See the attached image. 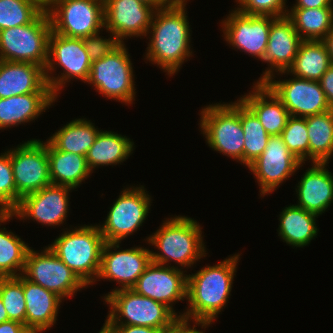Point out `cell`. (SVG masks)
Listing matches in <instances>:
<instances>
[{
  "mask_svg": "<svg viewBox=\"0 0 333 333\" xmlns=\"http://www.w3.org/2000/svg\"><path fill=\"white\" fill-rule=\"evenodd\" d=\"M322 41L325 43L333 63V30Z\"/></svg>",
  "mask_w": 333,
  "mask_h": 333,
  "instance_id": "48",
  "label": "cell"
},
{
  "mask_svg": "<svg viewBox=\"0 0 333 333\" xmlns=\"http://www.w3.org/2000/svg\"><path fill=\"white\" fill-rule=\"evenodd\" d=\"M8 320H9V318H8L6 309L4 307L2 299L0 297V324L5 322V321H8Z\"/></svg>",
  "mask_w": 333,
  "mask_h": 333,
  "instance_id": "49",
  "label": "cell"
},
{
  "mask_svg": "<svg viewBox=\"0 0 333 333\" xmlns=\"http://www.w3.org/2000/svg\"><path fill=\"white\" fill-rule=\"evenodd\" d=\"M61 234L49 248L86 286L92 285L97 281L105 243L99 226L84 225Z\"/></svg>",
  "mask_w": 333,
  "mask_h": 333,
  "instance_id": "4",
  "label": "cell"
},
{
  "mask_svg": "<svg viewBox=\"0 0 333 333\" xmlns=\"http://www.w3.org/2000/svg\"><path fill=\"white\" fill-rule=\"evenodd\" d=\"M196 325H193L192 329L190 327V323L187 320L179 319L173 329V333H204L203 331L196 330Z\"/></svg>",
  "mask_w": 333,
  "mask_h": 333,
  "instance_id": "46",
  "label": "cell"
},
{
  "mask_svg": "<svg viewBox=\"0 0 333 333\" xmlns=\"http://www.w3.org/2000/svg\"><path fill=\"white\" fill-rule=\"evenodd\" d=\"M71 190L67 186L50 184L28 194L20 199L13 214H0V225L14 216L21 220L31 218L46 226L63 224L69 210L68 193Z\"/></svg>",
  "mask_w": 333,
  "mask_h": 333,
  "instance_id": "14",
  "label": "cell"
},
{
  "mask_svg": "<svg viewBox=\"0 0 333 333\" xmlns=\"http://www.w3.org/2000/svg\"><path fill=\"white\" fill-rule=\"evenodd\" d=\"M144 186L127 187L113 203L104 224L99 225L105 242H119L142 226L149 213L151 196Z\"/></svg>",
  "mask_w": 333,
  "mask_h": 333,
  "instance_id": "12",
  "label": "cell"
},
{
  "mask_svg": "<svg viewBox=\"0 0 333 333\" xmlns=\"http://www.w3.org/2000/svg\"><path fill=\"white\" fill-rule=\"evenodd\" d=\"M28 93H53L45 69L37 64L0 60V98Z\"/></svg>",
  "mask_w": 333,
  "mask_h": 333,
  "instance_id": "22",
  "label": "cell"
},
{
  "mask_svg": "<svg viewBox=\"0 0 333 333\" xmlns=\"http://www.w3.org/2000/svg\"><path fill=\"white\" fill-rule=\"evenodd\" d=\"M319 83L326 95L330 108L333 109V64L322 75Z\"/></svg>",
  "mask_w": 333,
  "mask_h": 333,
  "instance_id": "43",
  "label": "cell"
},
{
  "mask_svg": "<svg viewBox=\"0 0 333 333\" xmlns=\"http://www.w3.org/2000/svg\"><path fill=\"white\" fill-rule=\"evenodd\" d=\"M52 32L85 38L104 27V0H55L46 9Z\"/></svg>",
  "mask_w": 333,
  "mask_h": 333,
  "instance_id": "9",
  "label": "cell"
},
{
  "mask_svg": "<svg viewBox=\"0 0 333 333\" xmlns=\"http://www.w3.org/2000/svg\"><path fill=\"white\" fill-rule=\"evenodd\" d=\"M0 297L9 320L20 322L26 326V302L22 275L0 277Z\"/></svg>",
  "mask_w": 333,
  "mask_h": 333,
  "instance_id": "37",
  "label": "cell"
},
{
  "mask_svg": "<svg viewBox=\"0 0 333 333\" xmlns=\"http://www.w3.org/2000/svg\"><path fill=\"white\" fill-rule=\"evenodd\" d=\"M0 333H32L24 324L8 320L0 324Z\"/></svg>",
  "mask_w": 333,
  "mask_h": 333,
  "instance_id": "45",
  "label": "cell"
},
{
  "mask_svg": "<svg viewBox=\"0 0 333 333\" xmlns=\"http://www.w3.org/2000/svg\"><path fill=\"white\" fill-rule=\"evenodd\" d=\"M134 143L121 134L112 131H99L86 155V162L91 172L99 166L116 165L133 153Z\"/></svg>",
  "mask_w": 333,
  "mask_h": 333,
  "instance_id": "29",
  "label": "cell"
},
{
  "mask_svg": "<svg viewBox=\"0 0 333 333\" xmlns=\"http://www.w3.org/2000/svg\"><path fill=\"white\" fill-rule=\"evenodd\" d=\"M27 280L55 293L62 300L73 297L85 284L48 247L41 253L29 249L23 272Z\"/></svg>",
  "mask_w": 333,
  "mask_h": 333,
  "instance_id": "11",
  "label": "cell"
},
{
  "mask_svg": "<svg viewBox=\"0 0 333 333\" xmlns=\"http://www.w3.org/2000/svg\"><path fill=\"white\" fill-rule=\"evenodd\" d=\"M119 242H105L101 253V266L97 279H108L120 283V288L131 289L138 278L151 264V251L142 247L117 250ZM115 251H111V250Z\"/></svg>",
  "mask_w": 333,
  "mask_h": 333,
  "instance_id": "16",
  "label": "cell"
},
{
  "mask_svg": "<svg viewBox=\"0 0 333 333\" xmlns=\"http://www.w3.org/2000/svg\"><path fill=\"white\" fill-rule=\"evenodd\" d=\"M131 289L166 305L180 319L172 304L185 300L187 274L178 266H164L151 262Z\"/></svg>",
  "mask_w": 333,
  "mask_h": 333,
  "instance_id": "20",
  "label": "cell"
},
{
  "mask_svg": "<svg viewBox=\"0 0 333 333\" xmlns=\"http://www.w3.org/2000/svg\"><path fill=\"white\" fill-rule=\"evenodd\" d=\"M26 302V327L32 333H41L56 323L62 299L55 293L22 276Z\"/></svg>",
  "mask_w": 333,
  "mask_h": 333,
  "instance_id": "24",
  "label": "cell"
},
{
  "mask_svg": "<svg viewBox=\"0 0 333 333\" xmlns=\"http://www.w3.org/2000/svg\"><path fill=\"white\" fill-rule=\"evenodd\" d=\"M107 333H166L162 329L133 325H103Z\"/></svg>",
  "mask_w": 333,
  "mask_h": 333,
  "instance_id": "42",
  "label": "cell"
},
{
  "mask_svg": "<svg viewBox=\"0 0 333 333\" xmlns=\"http://www.w3.org/2000/svg\"><path fill=\"white\" fill-rule=\"evenodd\" d=\"M263 83L283 103L291 116L308 117L331 110L319 81L296 76L276 81L272 75Z\"/></svg>",
  "mask_w": 333,
  "mask_h": 333,
  "instance_id": "15",
  "label": "cell"
},
{
  "mask_svg": "<svg viewBox=\"0 0 333 333\" xmlns=\"http://www.w3.org/2000/svg\"><path fill=\"white\" fill-rule=\"evenodd\" d=\"M196 220L185 216L168 218L147 242L158 248L159 253L151 251L152 262L168 266L174 261L181 267H191L206 256L202 231Z\"/></svg>",
  "mask_w": 333,
  "mask_h": 333,
  "instance_id": "3",
  "label": "cell"
},
{
  "mask_svg": "<svg viewBox=\"0 0 333 333\" xmlns=\"http://www.w3.org/2000/svg\"><path fill=\"white\" fill-rule=\"evenodd\" d=\"M239 256L234 254L216 265H208L195 274L187 275L186 300L189 309L180 314V319L188 322L193 319L204 329L212 324L231 294Z\"/></svg>",
  "mask_w": 333,
  "mask_h": 333,
  "instance_id": "2",
  "label": "cell"
},
{
  "mask_svg": "<svg viewBox=\"0 0 333 333\" xmlns=\"http://www.w3.org/2000/svg\"><path fill=\"white\" fill-rule=\"evenodd\" d=\"M296 188L298 204L306 211L321 215L333 201V176L327 163H313Z\"/></svg>",
  "mask_w": 333,
  "mask_h": 333,
  "instance_id": "23",
  "label": "cell"
},
{
  "mask_svg": "<svg viewBox=\"0 0 333 333\" xmlns=\"http://www.w3.org/2000/svg\"><path fill=\"white\" fill-rule=\"evenodd\" d=\"M309 138V160L329 163L333 156V109L306 117Z\"/></svg>",
  "mask_w": 333,
  "mask_h": 333,
  "instance_id": "33",
  "label": "cell"
},
{
  "mask_svg": "<svg viewBox=\"0 0 333 333\" xmlns=\"http://www.w3.org/2000/svg\"><path fill=\"white\" fill-rule=\"evenodd\" d=\"M302 165L287 148L280 135L269 137L263 153L253 161L249 170L253 172L263 197L276 190L284 180L292 176Z\"/></svg>",
  "mask_w": 333,
  "mask_h": 333,
  "instance_id": "17",
  "label": "cell"
},
{
  "mask_svg": "<svg viewBox=\"0 0 333 333\" xmlns=\"http://www.w3.org/2000/svg\"><path fill=\"white\" fill-rule=\"evenodd\" d=\"M286 0H237V10L247 15L283 17L287 15ZM285 9V10H284ZM285 11V12H284Z\"/></svg>",
  "mask_w": 333,
  "mask_h": 333,
  "instance_id": "40",
  "label": "cell"
},
{
  "mask_svg": "<svg viewBox=\"0 0 333 333\" xmlns=\"http://www.w3.org/2000/svg\"><path fill=\"white\" fill-rule=\"evenodd\" d=\"M286 16L302 40L322 41L333 30V7L288 9Z\"/></svg>",
  "mask_w": 333,
  "mask_h": 333,
  "instance_id": "32",
  "label": "cell"
},
{
  "mask_svg": "<svg viewBox=\"0 0 333 333\" xmlns=\"http://www.w3.org/2000/svg\"><path fill=\"white\" fill-rule=\"evenodd\" d=\"M104 300L111 309L104 325L152 327L167 333L179 320L166 305L142 296L133 289L109 292Z\"/></svg>",
  "mask_w": 333,
  "mask_h": 333,
  "instance_id": "5",
  "label": "cell"
},
{
  "mask_svg": "<svg viewBox=\"0 0 333 333\" xmlns=\"http://www.w3.org/2000/svg\"><path fill=\"white\" fill-rule=\"evenodd\" d=\"M90 120L75 119L60 128L47 141L57 150L86 156L99 133Z\"/></svg>",
  "mask_w": 333,
  "mask_h": 333,
  "instance_id": "31",
  "label": "cell"
},
{
  "mask_svg": "<svg viewBox=\"0 0 333 333\" xmlns=\"http://www.w3.org/2000/svg\"><path fill=\"white\" fill-rule=\"evenodd\" d=\"M291 9H315L321 7H333V0H296Z\"/></svg>",
  "mask_w": 333,
  "mask_h": 333,
  "instance_id": "44",
  "label": "cell"
},
{
  "mask_svg": "<svg viewBox=\"0 0 333 333\" xmlns=\"http://www.w3.org/2000/svg\"><path fill=\"white\" fill-rule=\"evenodd\" d=\"M328 49L323 41L303 40L298 48L293 65L288 71L279 72L293 76L319 81L322 75L332 65Z\"/></svg>",
  "mask_w": 333,
  "mask_h": 333,
  "instance_id": "30",
  "label": "cell"
},
{
  "mask_svg": "<svg viewBox=\"0 0 333 333\" xmlns=\"http://www.w3.org/2000/svg\"><path fill=\"white\" fill-rule=\"evenodd\" d=\"M143 1L152 5L156 9H161L171 6L176 0H143Z\"/></svg>",
  "mask_w": 333,
  "mask_h": 333,
  "instance_id": "47",
  "label": "cell"
},
{
  "mask_svg": "<svg viewBox=\"0 0 333 333\" xmlns=\"http://www.w3.org/2000/svg\"><path fill=\"white\" fill-rule=\"evenodd\" d=\"M0 229V277L18 276L23 272L28 250L31 248L12 232Z\"/></svg>",
  "mask_w": 333,
  "mask_h": 333,
  "instance_id": "35",
  "label": "cell"
},
{
  "mask_svg": "<svg viewBox=\"0 0 333 333\" xmlns=\"http://www.w3.org/2000/svg\"><path fill=\"white\" fill-rule=\"evenodd\" d=\"M51 32L46 9L29 24L0 30V60L32 63L45 69Z\"/></svg>",
  "mask_w": 333,
  "mask_h": 333,
  "instance_id": "6",
  "label": "cell"
},
{
  "mask_svg": "<svg viewBox=\"0 0 333 333\" xmlns=\"http://www.w3.org/2000/svg\"><path fill=\"white\" fill-rule=\"evenodd\" d=\"M200 115V129L210 148L243 163L244 133L241 126V100L206 106L202 108Z\"/></svg>",
  "mask_w": 333,
  "mask_h": 333,
  "instance_id": "7",
  "label": "cell"
},
{
  "mask_svg": "<svg viewBox=\"0 0 333 333\" xmlns=\"http://www.w3.org/2000/svg\"><path fill=\"white\" fill-rule=\"evenodd\" d=\"M288 150L302 163L309 160V138L306 117L289 116L280 134Z\"/></svg>",
  "mask_w": 333,
  "mask_h": 333,
  "instance_id": "38",
  "label": "cell"
},
{
  "mask_svg": "<svg viewBox=\"0 0 333 333\" xmlns=\"http://www.w3.org/2000/svg\"><path fill=\"white\" fill-rule=\"evenodd\" d=\"M100 32L83 38L91 62L102 59L116 49L121 42L112 34L108 39L101 38Z\"/></svg>",
  "mask_w": 333,
  "mask_h": 333,
  "instance_id": "41",
  "label": "cell"
},
{
  "mask_svg": "<svg viewBox=\"0 0 333 333\" xmlns=\"http://www.w3.org/2000/svg\"><path fill=\"white\" fill-rule=\"evenodd\" d=\"M16 209V185L14 181L11 149L0 155V214H13Z\"/></svg>",
  "mask_w": 333,
  "mask_h": 333,
  "instance_id": "39",
  "label": "cell"
},
{
  "mask_svg": "<svg viewBox=\"0 0 333 333\" xmlns=\"http://www.w3.org/2000/svg\"><path fill=\"white\" fill-rule=\"evenodd\" d=\"M156 8L143 0H104V28L121 43L147 36Z\"/></svg>",
  "mask_w": 333,
  "mask_h": 333,
  "instance_id": "19",
  "label": "cell"
},
{
  "mask_svg": "<svg viewBox=\"0 0 333 333\" xmlns=\"http://www.w3.org/2000/svg\"><path fill=\"white\" fill-rule=\"evenodd\" d=\"M186 2L176 0L171 6L156 9L148 30L152 35L145 57L170 76L178 72L184 60L193 56Z\"/></svg>",
  "mask_w": 333,
  "mask_h": 333,
  "instance_id": "1",
  "label": "cell"
},
{
  "mask_svg": "<svg viewBox=\"0 0 333 333\" xmlns=\"http://www.w3.org/2000/svg\"><path fill=\"white\" fill-rule=\"evenodd\" d=\"M56 96L53 93H28L0 98V130L33 121L51 107Z\"/></svg>",
  "mask_w": 333,
  "mask_h": 333,
  "instance_id": "26",
  "label": "cell"
},
{
  "mask_svg": "<svg viewBox=\"0 0 333 333\" xmlns=\"http://www.w3.org/2000/svg\"><path fill=\"white\" fill-rule=\"evenodd\" d=\"M241 126L244 133L243 164L248 167L263 153L270 135L257 116L242 101Z\"/></svg>",
  "mask_w": 333,
  "mask_h": 333,
  "instance_id": "34",
  "label": "cell"
},
{
  "mask_svg": "<svg viewBox=\"0 0 333 333\" xmlns=\"http://www.w3.org/2000/svg\"><path fill=\"white\" fill-rule=\"evenodd\" d=\"M16 185V207L20 199L51 184L47 141L32 139L11 150Z\"/></svg>",
  "mask_w": 333,
  "mask_h": 333,
  "instance_id": "13",
  "label": "cell"
},
{
  "mask_svg": "<svg viewBox=\"0 0 333 333\" xmlns=\"http://www.w3.org/2000/svg\"><path fill=\"white\" fill-rule=\"evenodd\" d=\"M303 40L287 17H277L271 22L268 44L262 61L270 65L257 83H263L275 72L288 71L293 65L300 43Z\"/></svg>",
  "mask_w": 333,
  "mask_h": 333,
  "instance_id": "21",
  "label": "cell"
},
{
  "mask_svg": "<svg viewBox=\"0 0 333 333\" xmlns=\"http://www.w3.org/2000/svg\"><path fill=\"white\" fill-rule=\"evenodd\" d=\"M316 217L317 214L296 205L285 207L279 217L278 236L292 247H304L318 234Z\"/></svg>",
  "mask_w": 333,
  "mask_h": 333,
  "instance_id": "28",
  "label": "cell"
},
{
  "mask_svg": "<svg viewBox=\"0 0 333 333\" xmlns=\"http://www.w3.org/2000/svg\"><path fill=\"white\" fill-rule=\"evenodd\" d=\"M240 100L257 116L270 136L282 133L290 114L264 83L256 82L252 92Z\"/></svg>",
  "mask_w": 333,
  "mask_h": 333,
  "instance_id": "25",
  "label": "cell"
},
{
  "mask_svg": "<svg viewBox=\"0 0 333 333\" xmlns=\"http://www.w3.org/2000/svg\"><path fill=\"white\" fill-rule=\"evenodd\" d=\"M55 62L64 69L63 73H61L62 76H51L55 65H57ZM91 64L92 62L89 59L82 38H70L51 32L45 77L47 84L56 97L58 96L57 94H59L58 91L62 89V86L64 87L66 82H69L71 78L80 79L84 83H87Z\"/></svg>",
  "mask_w": 333,
  "mask_h": 333,
  "instance_id": "10",
  "label": "cell"
},
{
  "mask_svg": "<svg viewBox=\"0 0 333 333\" xmlns=\"http://www.w3.org/2000/svg\"><path fill=\"white\" fill-rule=\"evenodd\" d=\"M43 9H47L55 0H35Z\"/></svg>",
  "mask_w": 333,
  "mask_h": 333,
  "instance_id": "50",
  "label": "cell"
},
{
  "mask_svg": "<svg viewBox=\"0 0 333 333\" xmlns=\"http://www.w3.org/2000/svg\"><path fill=\"white\" fill-rule=\"evenodd\" d=\"M272 16L247 15L235 9L222 22L224 38L233 47L263 60Z\"/></svg>",
  "mask_w": 333,
  "mask_h": 333,
  "instance_id": "18",
  "label": "cell"
},
{
  "mask_svg": "<svg viewBox=\"0 0 333 333\" xmlns=\"http://www.w3.org/2000/svg\"><path fill=\"white\" fill-rule=\"evenodd\" d=\"M125 46L121 43L110 54L93 61L87 82L105 97L128 105L135 100L136 89L130 55Z\"/></svg>",
  "mask_w": 333,
  "mask_h": 333,
  "instance_id": "8",
  "label": "cell"
},
{
  "mask_svg": "<svg viewBox=\"0 0 333 333\" xmlns=\"http://www.w3.org/2000/svg\"><path fill=\"white\" fill-rule=\"evenodd\" d=\"M43 10L35 0H0V30L29 24Z\"/></svg>",
  "mask_w": 333,
  "mask_h": 333,
  "instance_id": "36",
  "label": "cell"
},
{
  "mask_svg": "<svg viewBox=\"0 0 333 333\" xmlns=\"http://www.w3.org/2000/svg\"><path fill=\"white\" fill-rule=\"evenodd\" d=\"M47 152L51 184L76 189L92 173L88 168L86 156L62 152L48 141Z\"/></svg>",
  "mask_w": 333,
  "mask_h": 333,
  "instance_id": "27",
  "label": "cell"
},
{
  "mask_svg": "<svg viewBox=\"0 0 333 333\" xmlns=\"http://www.w3.org/2000/svg\"><path fill=\"white\" fill-rule=\"evenodd\" d=\"M99 333H107V331L102 327Z\"/></svg>",
  "mask_w": 333,
  "mask_h": 333,
  "instance_id": "51",
  "label": "cell"
}]
</instances>
